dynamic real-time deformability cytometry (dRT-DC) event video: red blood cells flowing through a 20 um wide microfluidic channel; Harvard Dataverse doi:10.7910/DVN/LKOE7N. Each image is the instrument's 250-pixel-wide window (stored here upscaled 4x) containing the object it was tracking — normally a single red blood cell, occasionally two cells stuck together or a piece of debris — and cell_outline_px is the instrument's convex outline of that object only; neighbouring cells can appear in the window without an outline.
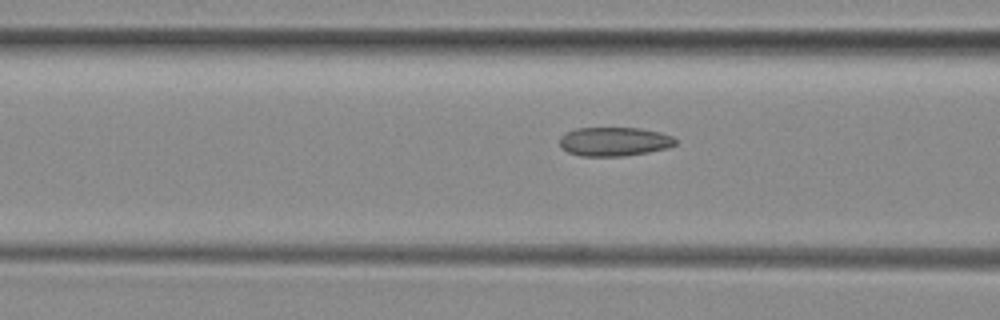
{"species": "common noctule bat (a hibernating species)", "species_latin": "Nyctalus noctula", "temperature_condition": "room temperature", "stored_images_in_passage": 18, "camera_frame_rate_fps": 3000, "um_per_image_px": 0.085, "animal": {"sex": "female", "body_mass_g": 29.2, "forearm_length_mm": 56.3}, "frame": {"image": 1, "passage_image": 16, "time_ms": 5.0, "image_size_px": [1000, 320], "cell_outline_px": [[676, 144], [668, 148], [648, 152], [624, 156], [580, 156], [568, 152], [560, 148], [560, 136], [564, 132], [576, 128], [640, 128], [660, 132], [672, 136], [676, 140]], "centroid_in_image_um": [52.18, 12.03], "position_along_channel_um": 114.4, "area_um2": 19.71}}